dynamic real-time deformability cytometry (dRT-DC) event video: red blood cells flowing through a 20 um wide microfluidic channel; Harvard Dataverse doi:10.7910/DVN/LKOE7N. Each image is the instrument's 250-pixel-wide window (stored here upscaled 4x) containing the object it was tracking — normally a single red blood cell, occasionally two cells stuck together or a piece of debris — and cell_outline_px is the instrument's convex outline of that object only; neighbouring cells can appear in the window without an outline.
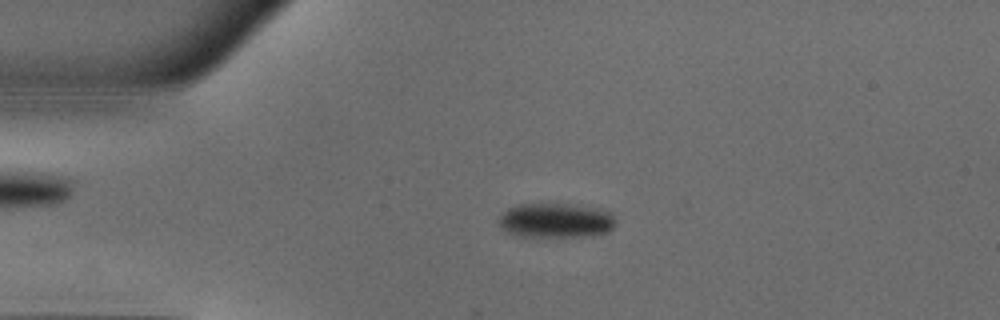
{"species": "common noctule bat (a hibernating species)", "species_latin": "Nyctalus noctula", "temperature_condition": "warm", "stored_images_in_passage": 50, "camera_frame_rate_fps": 3000, "um_per_image_px": 0.085, "animal": {"sex": "male", "body_mass_g": 18.8}, "frame": {"image": 1, "passage_image": 11, "time_ms": 3.333, "image_size_px": [1000, 320], "cell_outline_px": [[612, 228], [608, 232], [592, 236], [516, 236], [500, 228], [496, 220], [508, 208], [520, 204], [568, 204], [600, 208], [612, 212]], "centroid_in_image_um": [47.2, 18.74], "position_along_channel_um": 37.8, "area_um2": 23.58}}
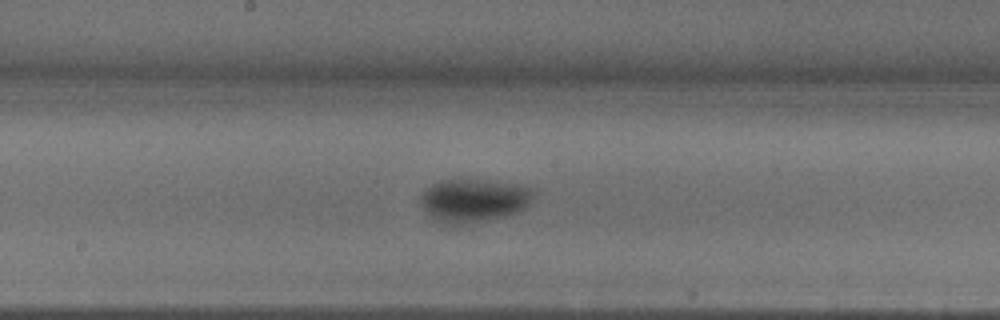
{"frame": {"image": 2, "passage_image": 26, "time_ms": 8.333, "image_size_px": [1000, 320], "cell_outline_px": [[532, 196], [528, 204], [520, 212], [488, 220], [460, 224], [448, 224], [432, 216], [424, 208], [420, 200], [420, 196], [432, 184], [444, 180], [484, 180], [516, 184], [532, 188]], "centroid_in_image_um": [40.3, 17.03], "position_along_channel_um": 207.9, "area_um2": 27.8}}
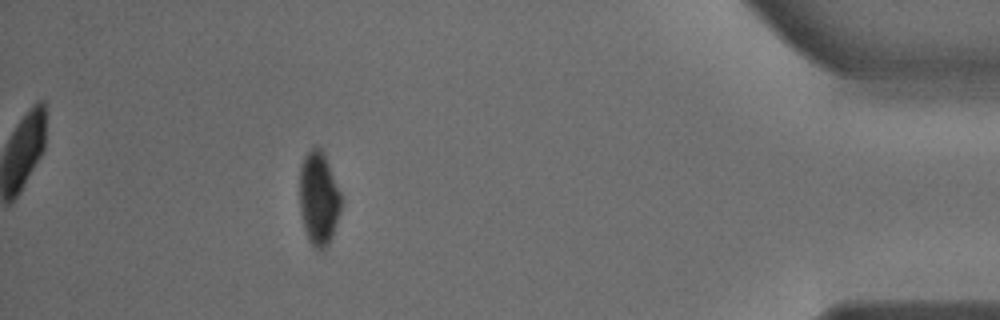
{"frame": {"image": 3, "passage_image": 45, "time_ms": 14.667, "image_size_px": [1000, 320], "cell_outline_px": [[340, 212], [332, 236], [328, 244], [324, 248], [316, 248], [308, 240], [304, 228], [300, 212], [300, 168], [304, 156], [316, 144], [324, 152], [340, 192]], "centroid_in_image_um": [27.08, 16.83], "position_along_channel_um": 408.1, "area_um2": 22.43}, "authors_computed_cell_mechanics": {"area_um2": 25.721, "velocity_mm_per_s": 3.9971, "shape_relaxation_time_tau1_ms": 9.6674, "shape_relaxation_time_tau2_ms": 0.7599, "deformation_change_tau1": 0.1878, "deformation_change_tau2": 0.0213}}